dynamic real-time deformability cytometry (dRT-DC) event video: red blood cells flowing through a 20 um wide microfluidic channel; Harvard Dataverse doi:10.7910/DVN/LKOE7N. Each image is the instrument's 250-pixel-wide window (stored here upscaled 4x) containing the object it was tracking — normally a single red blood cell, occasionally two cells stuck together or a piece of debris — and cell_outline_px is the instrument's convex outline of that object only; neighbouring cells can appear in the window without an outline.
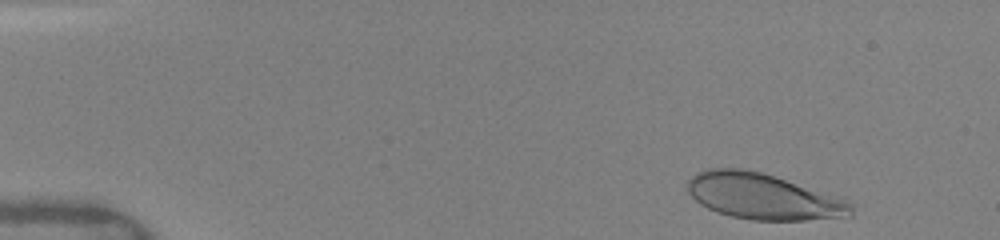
{"species": "human", "species_latin": "Homo sapiens", "temperature_condition": "warm", "stored_images_in_passage": 34, "camera_frame_rate_fps": 3000, "um_per_image_px": 0.085, "donor": {"sex": "female"}, "frame": {"image": 1, "passage_image": 2, "time_ms": 0.333, "image_size_px": [1000, 240], "cell_outline_px": [[852, 216], [804, 220], [752, 220], [732, 216], [716, 212], [700, 204], [688, 192], [688, 180], [696, 172], [708, 168], [740, 168], [760, 172], [844, 196], [852, 204]], "centroid_in_image_um": [64.92, 16.69], "position_along_channel_um": 20.1, "area_um2": 44.16}}
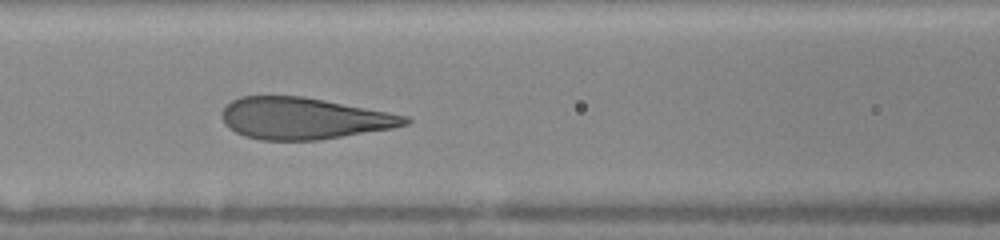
{"frame": {"image": 2, "passage_image": 14, "time_ms": 6.0, "image_size_px": [1000, 240], "cell_outline_px": [[412, 120], [408, 124], [392, 128], [320, 140], [260, 140], [244, 136], [228, 128], [224, 124], [224, 108], [232, 100], [240, 96], [304, 96], [388, 112], [408, 116]], "centroid_in_image_um": [25.83, 10.06], "position_along_channel_um": 140.8, "area_um2": 44.27}}
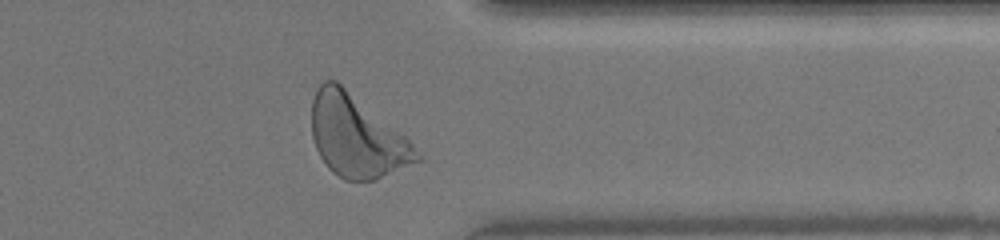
{"frame": {"image": 3, "passage_image": 31, "time_ms": 12.0, "image_size_px": [1000, 240], "cell_outline_px": [[424, 160], [376, 180], [344, 180], [332, 172], [328, 168], [320, 156], [316, 148], [312, 136], [312, 100], [320, 84], [324, 80], [336, 80], [408, 136], [424, 156]], "centroid_in_image_um": [30.39, 11.6], "position_along_channel_um": 381.0, "area_um2": 50.92}, "authors_computed_cell_mechanics": {"area_um2": 45.1129, "velocity_mm_per_s": 4.0695, "shape_relaxation_time_tau1_ms": 3.0774, "shape_relaxation_time_tau2_ms": null, "deformation_change_tau1": 0.1782, "deformation_change_tau2": null}}